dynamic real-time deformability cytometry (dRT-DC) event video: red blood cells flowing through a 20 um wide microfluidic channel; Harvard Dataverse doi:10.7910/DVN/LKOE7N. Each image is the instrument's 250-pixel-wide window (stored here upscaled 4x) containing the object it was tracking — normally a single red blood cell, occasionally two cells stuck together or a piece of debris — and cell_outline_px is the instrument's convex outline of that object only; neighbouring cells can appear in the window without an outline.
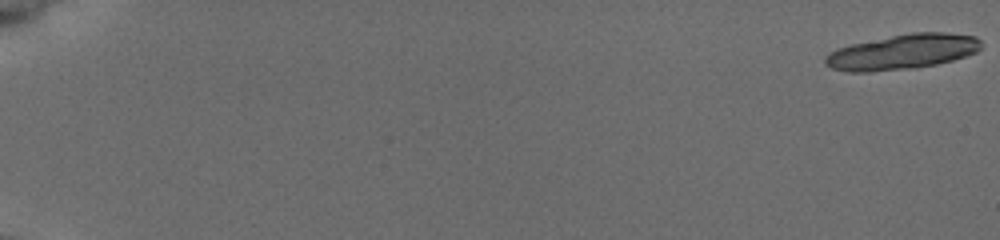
{"species": "common noctule bat (a hibernating species)", "species_latin": "Nyctalus noctula", "temperature_condition": "cold", "stored_images_in_passage": 31, "segment_of_instrument_passage": [1, 2], "camera_frame_rate_fps": 3000, "um_per_image_px": 0.085, "animal": {"sex": "female", "body_mass_g": 19.5, "forearm_length_mm": 54.1}, "frame": {"image": 1, "passage_image": 1, "time_ms": 0.0, "image_size_px": [1000, 240], "cell_outline_px": [[980, 48], [976, 52], [952, 60], [936, 64], [916, 68], [868, 72], [848, 72], [832, 68], [824, 64], [824, 56], [828, 52], [836, 48], [852, 44], [912, 32], [944, 32], [976, 36], [980, 40]], "centroid_in_image_um": [76.67, 4.41], "position_along_channel_um": 8.3, "area_um2": 31.85}}